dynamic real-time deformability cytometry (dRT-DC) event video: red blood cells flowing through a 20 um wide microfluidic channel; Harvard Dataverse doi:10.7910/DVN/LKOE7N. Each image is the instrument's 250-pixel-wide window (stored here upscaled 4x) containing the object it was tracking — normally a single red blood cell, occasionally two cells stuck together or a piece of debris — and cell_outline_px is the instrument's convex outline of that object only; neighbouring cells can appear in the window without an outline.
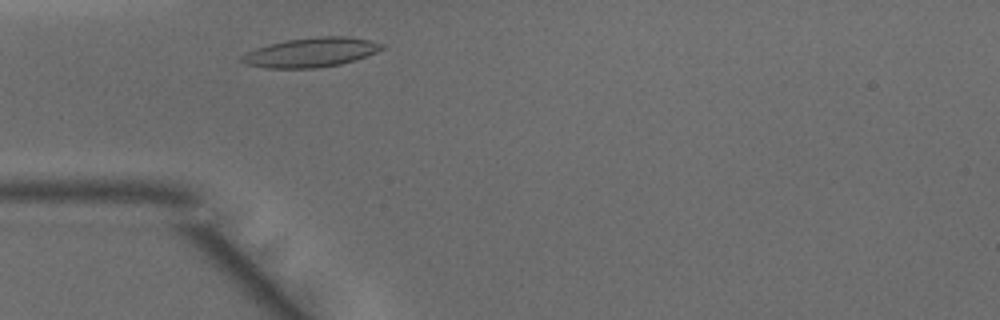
{"species": "common noctule bat (a hibernating species)", "species_latin": "Nyctalus noctula", "temperature_condition": "warm", "stored_images_in_passage": 29, "camera_frame_rate_fps": 3000, "um_per_image_px": 0.085, "animal": {"sex": "male", "body_mass_g": 15.6}, "frame": {"image": 1, "passage_image": 3, "time_ms": 0.667, "image_size_px": [1000, 320], "cell_outline_px": [[388, 44], [384, 48], [376, 52], [340, 64], [316, 68], [264, 68], [244, 64], [240, 60], [240, 56], [244, 52], [268, 44], [288, 40], [320, 36], [348, 36]], "centroid_in_image_um": [26.39, 4.45], "position_along_channel_um": 58.6, "area_um2": 24.04}}
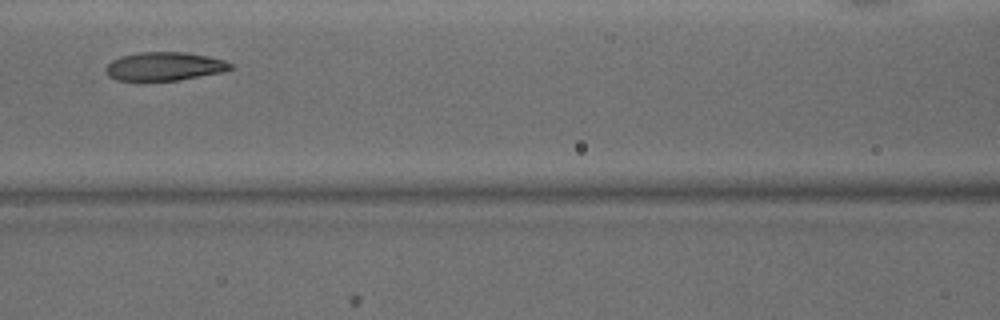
{"frame": {"image": 2, "passage_image": 10, "time_ms": 3.0, "image_size_px": [1000, 320], "cell_outline_px": [[232, 68], [224, 72], [176, 80], [116, 80], [108, 76], [104, 72], [104, 68], [112, 60], [124, 56], [140, 52], [188, 52], [208, 56], [224, 60], [232, 64]], "centroid_in_image_um": [13.97, 5.64], "position_along_channel_um": 152.6, "area_um2": 20.63}}
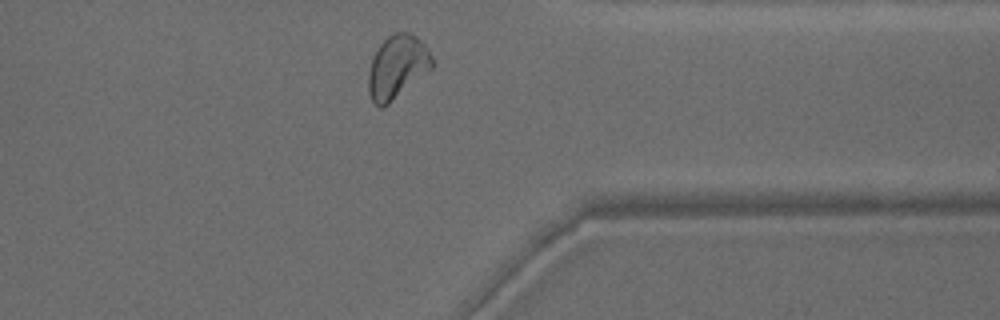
{"frame": {"image": 3, "passage_image": 27, "time_ms": 8.667, "image_size_px": [1000, 320], "cell_outline_px": [[436, 64], [432, 68], [384, 108], [380, 108], [372, 100], [368, 92], [368, 72], [372, 60], [380, 44], [388, 36], [396, 32], [408, 32], [416, 36], [424, 44], [432, 56]], "centroid_in_image_um": [33.77, 5.7], "position_along_channel_um": 377.6, "area_um2": 23.47}, "authors_computed_cell_mechanics": {"area_um2": 21.7328, "velocity_mm_per_s": 4.1006, "shape_relaxation_time_tau1_ms": 4.4897, "shape_relaxation_time_tau2_ms": 1.7444, "deformation_change_tau1": 0.1622, "deformation_change_tau2": 0.0623}}